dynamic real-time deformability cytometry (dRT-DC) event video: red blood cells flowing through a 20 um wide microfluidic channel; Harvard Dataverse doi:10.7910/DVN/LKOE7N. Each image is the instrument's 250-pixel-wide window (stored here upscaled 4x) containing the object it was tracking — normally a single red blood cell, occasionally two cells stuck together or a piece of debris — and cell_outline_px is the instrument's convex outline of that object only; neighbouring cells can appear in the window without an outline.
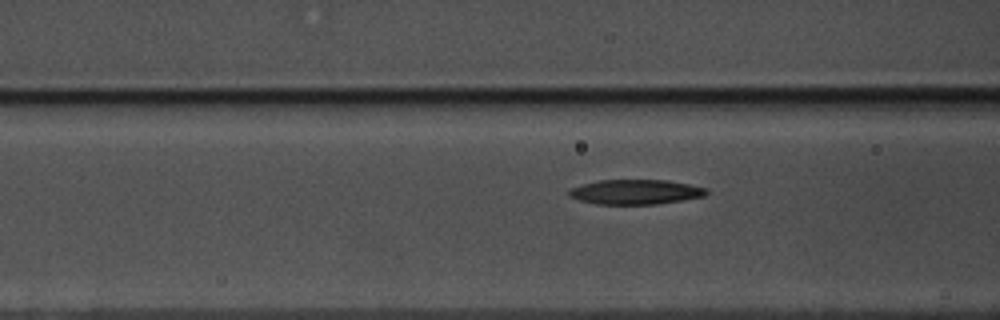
{"species": "common noctule bat (a hibernating species)", "species_latin": "Nyctalus noctula", "temperature_condition": "warm", "stored_images_in_passage": 32, "camera_frame_rate_fps": 3000, "um_per_image_px": 0.085, "animal": {"sex": "male", "body_mass_g": 17.5, "forearm_length_mm": 52.3}, "frame": {"image": 1, "passage_image": 9, "time_ms": 2.667, "image_size_px": [1000, 320], "cell_outline_px": [[708, 192], [704, 196], [656, 204], [596, 204], [580, 200], [568, 196], [568, 188], [600, 180], [668, 180], [708, 188]], "centroid_in_image_um": [54.0, 16.31], "position_along_channel_um": 112.6, "area_um2": 19.77}}
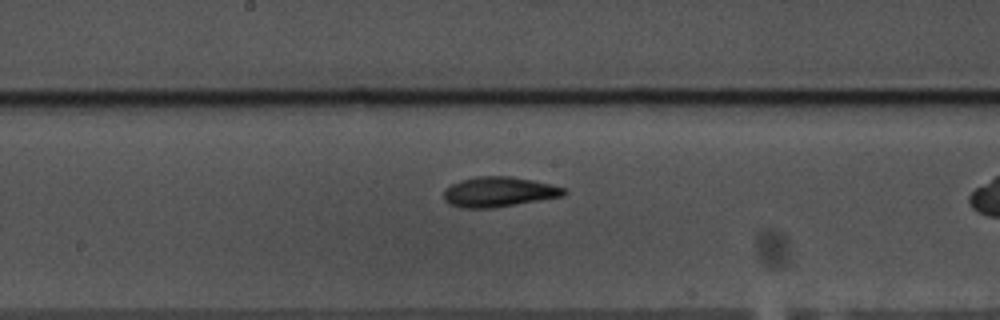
{"frame": {"image": 2, "passage_image": 17, "time_ms": 5.333, "image_size_px": [1000, 320], "cell_outline_px": [[568, 192], [564, 196], [492, 208], [460, 208], [444, 200], [444, 188], [460, 180], [476, 176], [512, 176], [552, 184], [564, 188]], "centroid_in_image_um": [42.4, 16.3], "position_along_channel_um": 205.8, "area_um2": 21.1}}
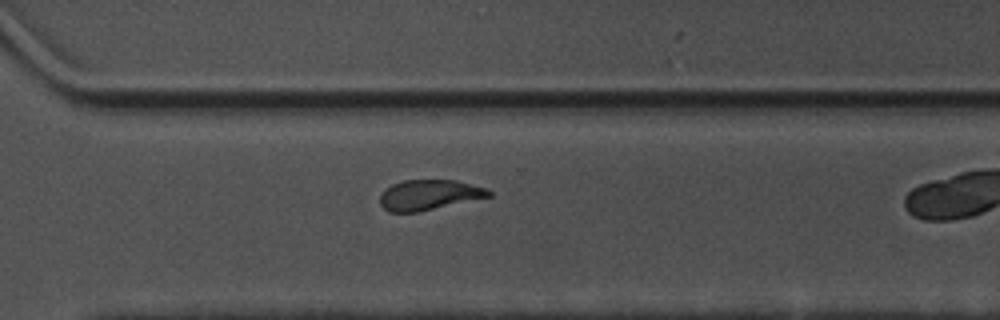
{"frame": {"image": 3, "passage_image": 28, "time_ms": 9.0, "image_size_px": [1000, 320], "cell_outline_px": [[492, 196], [420, 212], [388, 212], [380, 204], [380, 196], [392, 184], [404, 180], [456, 180], [488, 188], [492, 192]], "centroid_in_image_um": [36.52, 16.57], "position_along_channel_um": 334.1, "area_um2": 19.25}}